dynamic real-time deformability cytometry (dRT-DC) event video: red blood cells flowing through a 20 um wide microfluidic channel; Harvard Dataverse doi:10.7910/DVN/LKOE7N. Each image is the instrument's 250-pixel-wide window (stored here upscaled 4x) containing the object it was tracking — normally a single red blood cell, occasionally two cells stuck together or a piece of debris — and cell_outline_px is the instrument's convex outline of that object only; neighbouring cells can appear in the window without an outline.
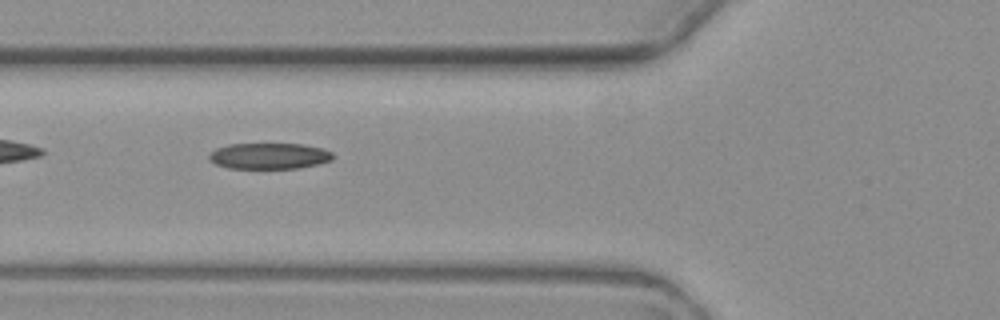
{"species": "common noctule bat (a hibernating species)", "species_latin": "Nyctalus noctula", "temperature_condition": "warm", "stored_images_in_passage": 7, "camera_frame_rate_fps": 3000, "um_per_image_px": 0.085, "animal": {"sex": "female", "body_mass_g": 19.3, "forearm_length_mm": 54.1}, "frame": {"image": 1, "passage_image": 6, "time_ms": 6.0, "image_size_px": [1000, 320], "cell_outline_px": [[332, 160], [316, 164], [296, 168], [228, 168], [216, 164], [208, 160], [208, 156], [216, 148], [228, 144], [304, 144], [324, 148], [332, 152]], "centroid_in_image_um": [22.87, 13.25], "position_along_channel_um": 102.9, "area_um2": 18.73}}
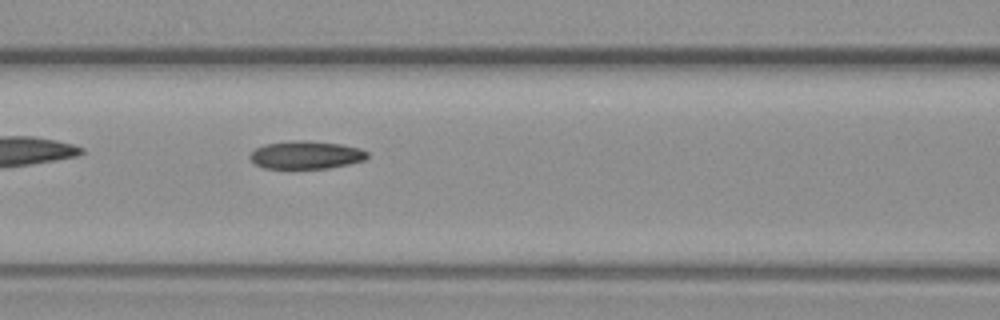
{"frame": {"image": 2, "passage_image": 7, "time_ms": 7.0, "image_size_px": [1000, 320], "cell_outline_px": [[368, 156], [364, 160], [348, 164], [328, 168], [264, 168], [256, 164], [248, 156], [256, 148], [264, 144], [292, 140], [308, 140], [340, 144], [360, 148], [368, 152]], "centroid_in_image_um": [26.01, 13.16], "position_along_channel_um": 140.6, "area_um2": 19.07}}